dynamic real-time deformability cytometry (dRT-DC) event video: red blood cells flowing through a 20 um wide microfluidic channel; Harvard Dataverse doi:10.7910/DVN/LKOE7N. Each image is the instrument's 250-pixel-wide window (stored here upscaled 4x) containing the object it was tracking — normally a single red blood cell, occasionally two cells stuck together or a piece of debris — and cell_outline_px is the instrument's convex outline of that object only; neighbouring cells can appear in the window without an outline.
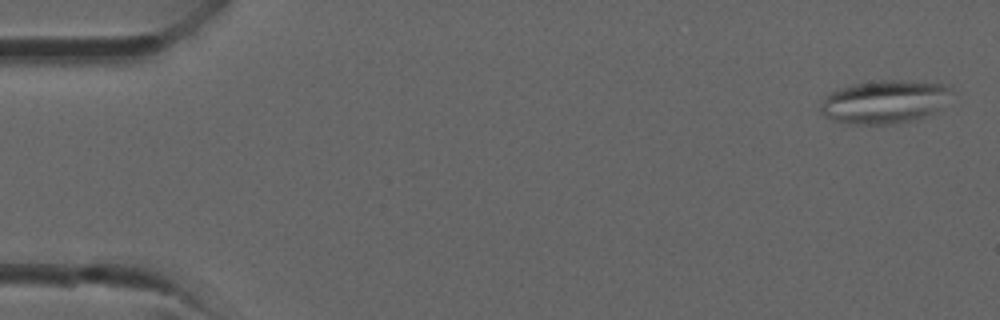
{"species": "common noctule bat (a hibernating species)", "species_latin": "Nyctalus noctula", "temperature_condition": "room temperature", "stored_images_in_passage": 33, "segment_of_instrument_passage": [1, 2], "camera_frame_rate_fps": 3000, "um_per_image_px": 0.085, "animal": {"sex": "male", "forearm_length_mm": 52.5}, "frame": {"image": 1, "passage_image": 1, "time_ms": 0.0, "image_size_px": [1000, 320], "cell_outline_px": [[956, 92], [940, 112], [916, 120], [892, 124], [852, 124], [832, 120], [824, 116], [820, 112], [820, 104], [824, 96], [840, 88], [852, 84], [876, 80], [900, 80], [952, 84]], "centroid_in_image_um": [75.31, 8.65], "position_along_channel_um": 9.7, "area_um2": 34.22}}